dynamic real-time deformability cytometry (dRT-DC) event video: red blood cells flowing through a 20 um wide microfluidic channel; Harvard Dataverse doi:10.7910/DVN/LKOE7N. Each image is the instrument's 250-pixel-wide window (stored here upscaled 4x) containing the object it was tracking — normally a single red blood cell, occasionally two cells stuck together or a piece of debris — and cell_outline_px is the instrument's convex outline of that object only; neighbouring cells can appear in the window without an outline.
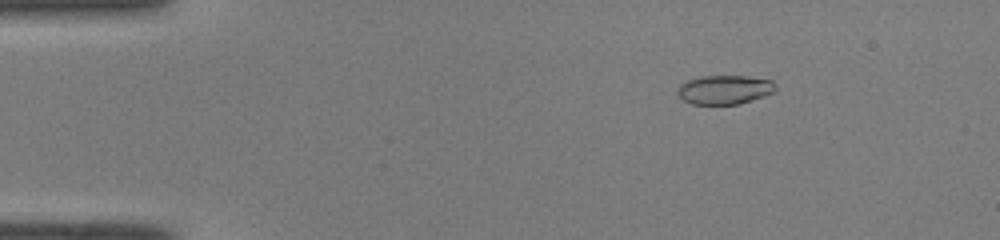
{"species": "common noctule bat (a hibernating species)", "species_latin": "Nyctalus noctula", "temperature_condition": "room temperature", "stored_images_in_passage": 50, "camera_frame_rate_fps": 3000, "um_per_image_px": 0.085, "animal": {"sex": "male", "body_mass_g": 19.0, "forearm_length_mm": 50.8}, "frame": {"image": 1, "passage_image": 8, "time_ms": 2.333, "image_size_px": [1000, 240], "cell_outline_px": [[776, 92], [740, 104], [692, 104], [684, 100], [676, 92], [680, 84], [688, 80], [700, 76], [748, 76], [772, 80], [776, 84]], "centroid_in_image_um": [61.62, 7.62], "position_along_channel_um": 23.4, "area_um2": 16.7}}
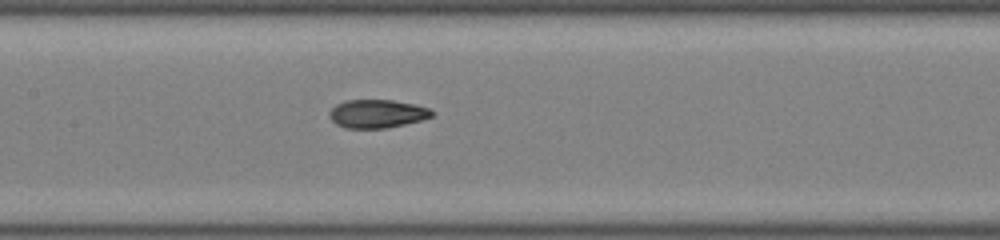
{"frame": {"image": 2, "passage_image": 25, "time_ms": 8.0, "image_size_px": [1000, 240], "cell_outline_px": [[432, 116], [420, 120], [404, 124], [384, 128], [344, 128], [336, 124], [328, 116], [328, 112], [336, 104], [344, 100], [392, 100], [416, 104], [428, 108], [432, 112]], "centroid_in_image_um": [32.0, 9.66], "position_along_channel_um": 175.4, "area_um2": 16.88}}
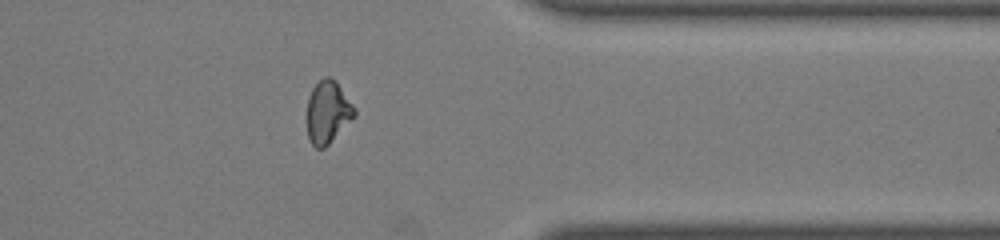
{"frame": {"image": 3, "passage_image": 41, "time_ms": 13.333, "image_size_px": [1000, 240], "cell_outline_px": [[356, 116], [324, 148], [316, 148], [312, 144], [308, 136], [308, 96], [312, 88], [324, 76], [328, 76], [340, 88], [356, 108]], "centroid_in_image_um": [27.87, 9.54], "position_along_channel_um": 383.5, "area_um2": 16.94}, "authors_computed_cell_mechanics": {"area_um2": 17.1955, "velocity_mm_per_s": 4.0981, "shape_relaxation_time_tau1_ms": 7.0041, "shape_relaxation_time_tau2_ms": 1.5642, "deformation_change_tau1": 0.2256, "deformation_change_tau2": 0.0679}}